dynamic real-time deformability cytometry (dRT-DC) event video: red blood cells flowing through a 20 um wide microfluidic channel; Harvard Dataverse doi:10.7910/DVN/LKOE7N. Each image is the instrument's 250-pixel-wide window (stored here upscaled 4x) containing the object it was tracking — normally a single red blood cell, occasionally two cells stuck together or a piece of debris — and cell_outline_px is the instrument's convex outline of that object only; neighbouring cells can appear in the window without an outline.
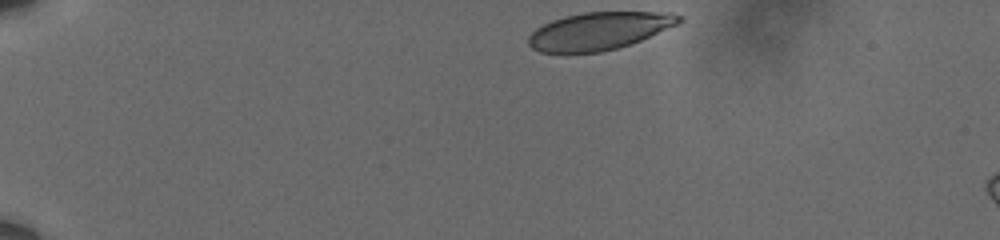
{"species": "human", "species_latin": "Homo sapiens", "temperature_condition": "cold", "stored_images_in_passage": 41, "camera_frame_rate_fps": 3000, "um_per_image_px": 0.085, "donor": {"sex": "male"}, "frame": {"image": 1, "passage_image": 1, "time_ms": 0.0, "image_size_px": [1000, 240], "cell_outline_px": [[684, 20], [676, 24], [640, 40], [616, 48], [600, 52], [540, 52], [532, 48], [528, 44], [528, 36], [536, 28], [552, 20], [564, 16], [584, 12], [672, 12], [684, 16]], "centroid_in_image_um": [50.92, 2.61], "position_along_channel_um": 34.1, "area_um2": 32.71}}
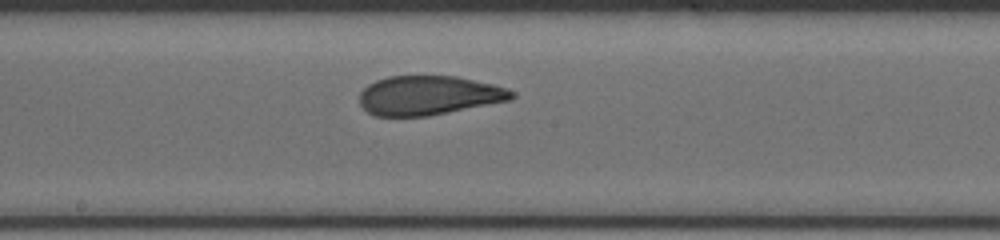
{"frame": {"image": 2, "passage_image": 23, "time_ms": 7.333, "image_size_px": [1000, 240], "cell_outline_px": [[516, 96], [512, 100], [428, 116], [376, 116], [368, 112], [360, 104], [360, 92], [368, 84], [376, 80], [388, 76], [456, 76], [492, 84], [508, 88], [516, 92]], "centroid_in_image_um": [36.47, 8.11], "position_along_channel_um": 211.7, "area_um2": 34.91}}
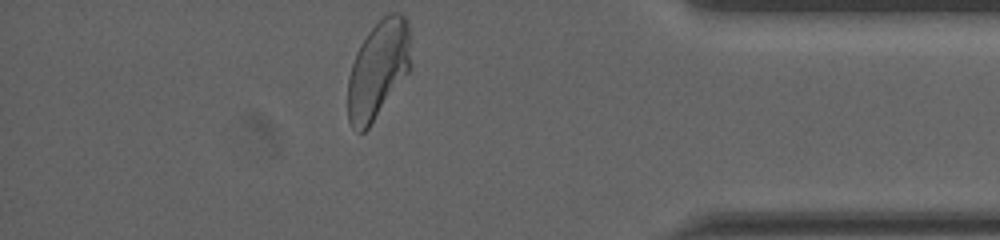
{"frame": {"image": 3, "passage_image": 41, "time_ms": 13.333, "image_size_px": [1000, 240], "cell_outline_px": [[412, 68], [368, 128], [364, 132], [356, 132], [352, 128], [348, 120], [348, 76], [356, 52], [360, 44], [368, 32], [388, 12], [400, 12], [408, 20], [412, 64]], "centroid_in_image_um": [32.16, 5.9], "position_along_channel_um": 403.0, "area_um2": 36.24}, "authors_computed_cell_mechanics": {"area_um2": 35.6626, "velocity_mm_per_s": 3.5864, "shape_relaxation_time_tau1_ms": 5.4933, "shape_relaxation_time_tau2_ms": 0.7717, "deformation_change_tau1": 0.2043, "deformation_change_tau2": 0.0752}}